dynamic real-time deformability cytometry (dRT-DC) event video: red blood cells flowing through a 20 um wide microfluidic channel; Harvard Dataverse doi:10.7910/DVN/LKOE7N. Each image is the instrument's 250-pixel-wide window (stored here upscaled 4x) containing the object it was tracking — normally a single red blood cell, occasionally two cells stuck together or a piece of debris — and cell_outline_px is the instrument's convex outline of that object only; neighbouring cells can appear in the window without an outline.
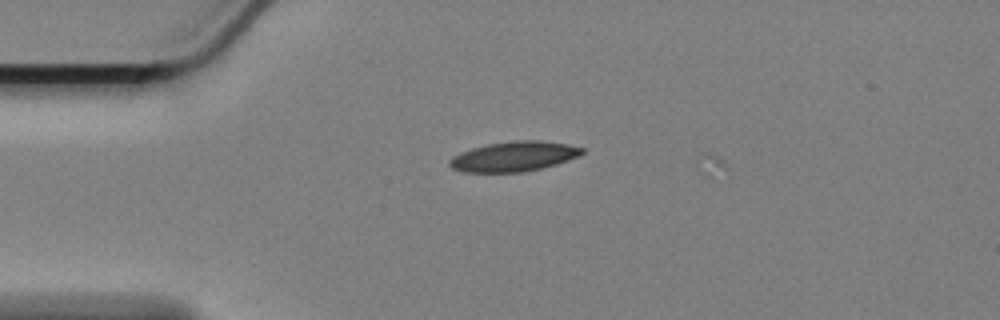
{"species": "Egyptian fruit bat (a non-hibernating species)", "species_latin": "Rousettus aegyptiacus", "temperature_condition": "cold", "stored_images_in_passage": 2, "camera_frame_rate_fps": 3000, "um_per_image_px": 0.085, "animal": {"sex": "female"}, "frame": {"image": 1, "passage_image": 1, "time_ms": 0.0, "image_size_px": [1000, 320], "cell_outline_px": [[584, 152], [568, 160], [556, 164], [524, 172], [464, 172], [452, 168], [448, 164], [448, 160], [452, 156], [460, 152], [472, 148], [488, 144], [516, 140], [540, 140], [568, 144], [584, 148]], "centroid_in_image_um": [43.65, 13.29], "position_along_channel_um": 41.4, "area_um2": 23.06}}